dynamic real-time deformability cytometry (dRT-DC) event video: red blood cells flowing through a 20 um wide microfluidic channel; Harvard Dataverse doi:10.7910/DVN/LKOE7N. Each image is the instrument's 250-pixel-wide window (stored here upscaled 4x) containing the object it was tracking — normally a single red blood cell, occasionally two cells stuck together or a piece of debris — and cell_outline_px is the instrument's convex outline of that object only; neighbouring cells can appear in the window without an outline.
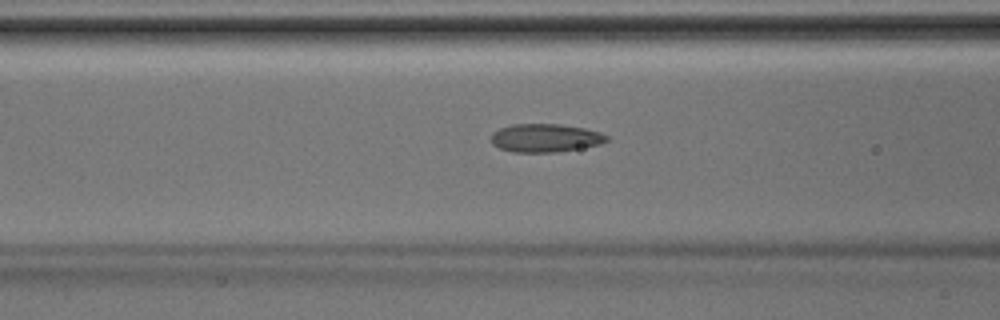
{"species": "Egyptian fruit bat (a non-hibernating species)", "species_latin": "Rousettus aegyptiacus", "temperature_condition": "room temperature", "stored_images_in_passage": 6, "camera_frame_rate_fps": 3000, "um_per_image_px": 0.085, "animal": {"sex": "male"}, "frame": {"image": 1, "passage_image": 6, "time_ms": 1.667, "image_size_px": [1000, 320], "cell_outline_px": [[608, 140], [600, 144], [580, 148], [556, 152], [512, 152], [500, 148], [492, 144], [492, 132], [500, 128], [512, 124], [560, 124], [584, 128], [600, 132], [608, 136]], "centroid_in_image_um": [46.34, 11.72], "position_along_channel_um": 120.3, "area_um2": 19.02}}